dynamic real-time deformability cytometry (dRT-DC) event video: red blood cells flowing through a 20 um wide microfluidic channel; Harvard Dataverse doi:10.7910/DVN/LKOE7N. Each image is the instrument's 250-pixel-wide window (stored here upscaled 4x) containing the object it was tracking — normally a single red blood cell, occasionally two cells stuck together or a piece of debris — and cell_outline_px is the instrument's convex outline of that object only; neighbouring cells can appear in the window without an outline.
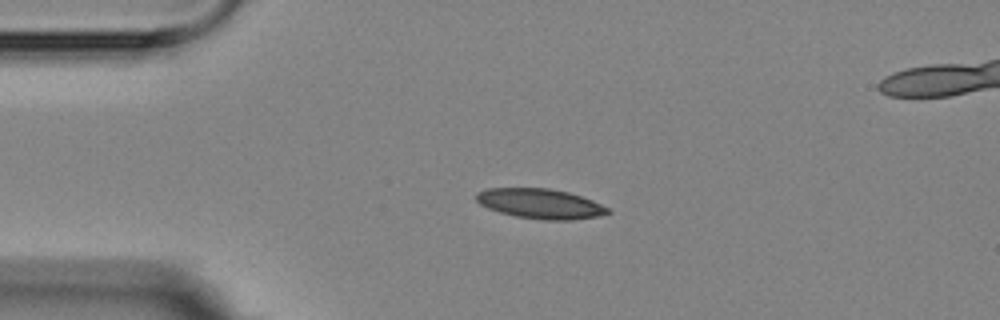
{"species": "Egyptian fruit bat (a non-hibernating species)", "species_latin": "Rousettus aegyptiacus", "temperature_condition": "room temperature", "stored_images_in_passage": 3, "camera_frame_rate_fps": 3000, "um_per_image_px": 0.085, "animal": {"sex": "female"}, "frame": {"image": 1, "passage_image": 2, "time_ms": 1.0, "image_size_px": [1000, 320], "cell_outline_px": [[612, 212], [600, 216], [572, 220], [540, 220], [516, 216], [500, 212], [488, 208], [480, 204], [476, 200], [476, 192], [488, 188], [548, 188], [568, 192], [592, 200], [608, 208]], "centroid_in_image_um": [45.92, 17.32], "position_along_channel_um": 39.1, "area_um2": 22.95}}